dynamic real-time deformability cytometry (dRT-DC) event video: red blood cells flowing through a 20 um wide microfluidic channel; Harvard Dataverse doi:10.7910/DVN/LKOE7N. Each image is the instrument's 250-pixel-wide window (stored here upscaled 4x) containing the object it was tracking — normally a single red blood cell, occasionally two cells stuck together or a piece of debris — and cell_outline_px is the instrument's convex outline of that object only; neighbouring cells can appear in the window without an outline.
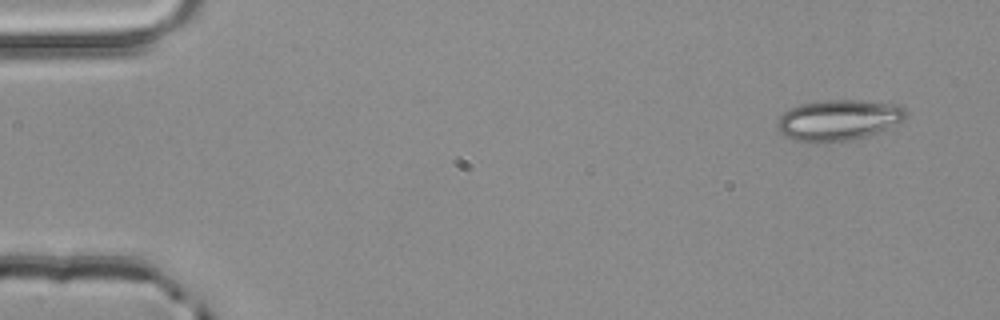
{"species": "common noctule bat (a hibernating species)", "species_latin": "Nyctalus noctula", "temperature_condition": "room temperature", "stored_images_in_passage": 4, "camera_frame_rate_fps": 3000, "um_per_image_px": 0.085, "animal": {"sex": "male", "body_mass_g": 20.4}, "frame": {"image": 1, "passage_image": 1, "time_ms": 0.0, "image_size_px": [1000, 320], "cell_outline_px": [[908, 116], [904, 120], [876, 132], [852, 140], [820, 144], [816, 144], [792, 140], [784, 136], [780, 132], [776, 124], [780, 116], [784, 112], [800, 104], [820, 100], [856, 100], [900, 104], [908, 112]], "centroid_in_image_um": [71.24, 10.22], "position_along_channel_um": 13.8, "area_um2": 30.98}}